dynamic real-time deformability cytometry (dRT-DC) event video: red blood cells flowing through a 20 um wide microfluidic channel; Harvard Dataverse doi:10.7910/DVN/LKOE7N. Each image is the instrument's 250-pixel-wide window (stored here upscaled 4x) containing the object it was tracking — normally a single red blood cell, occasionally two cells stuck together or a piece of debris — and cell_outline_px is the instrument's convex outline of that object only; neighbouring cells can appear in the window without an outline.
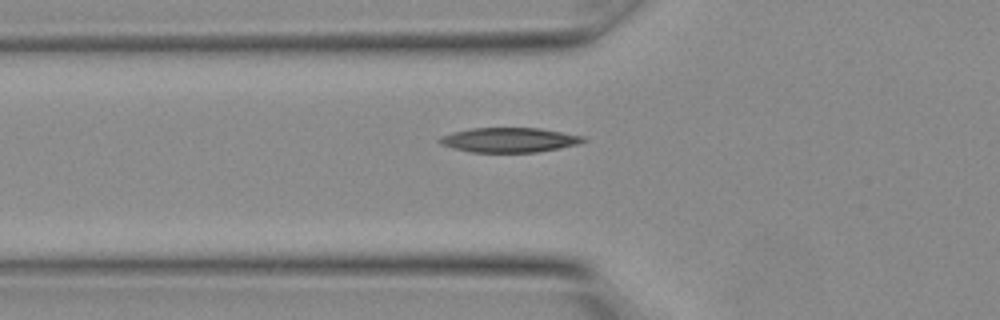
{"species": "Egyptian fruit bat (a non-hibernating species)", "species_latin": "Rousettus aegyptiacus", "temperature_condition": "warm", "stored_images_in_passage": 15, "camera_frame_rate_fps": 3000, "um_per_image_px": 0.085, "animal": {"sex": "female"}, "frame": {"image": 1, "passage_image": 11, "time_ms": 3.333, "image_size_px": [1000, 320], "cell_outline_px": [[584, 140], [576, 144], [560, 148], [536, 152], [472, 152], [452, 148], [440, 144], [436, 140], [440, 136], [452, 132], [468, 128], [540, 128], [584, 136]], "centroid_in_image_um": [43.2, 11.89], "position_along_channel_um": 82.6, "area_um2": 20.63}}
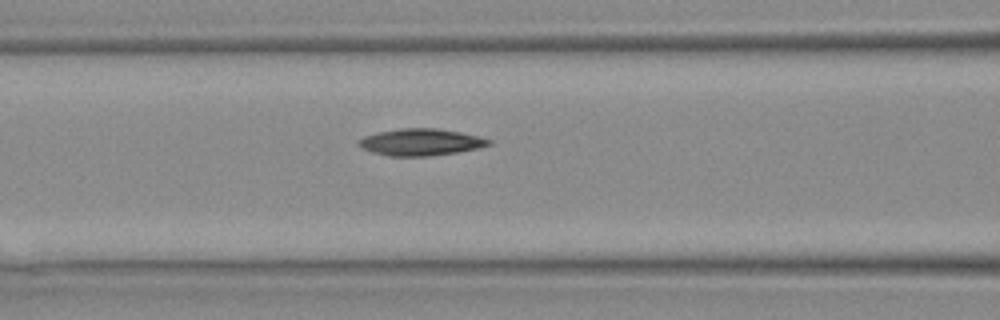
{"frame": {"image": 2, "passage_image": 13, "time_ms": 4.0, "image_size_px": [1000, 320], "cell_outline_px": [[492, 144], [476, 148], [456, 152], [428, 156], [388, 156], [372, 152], [364, 148], [360, 144], [360, 140], [364, 136], [380, 132], [400, 128], [436, 128], [460, 132], [480, 136], [492, 140]], "centroid_in_image_um": [35.81, 12.08], "position_along_channel_um": 130.8, "area_um2": 20.06}}
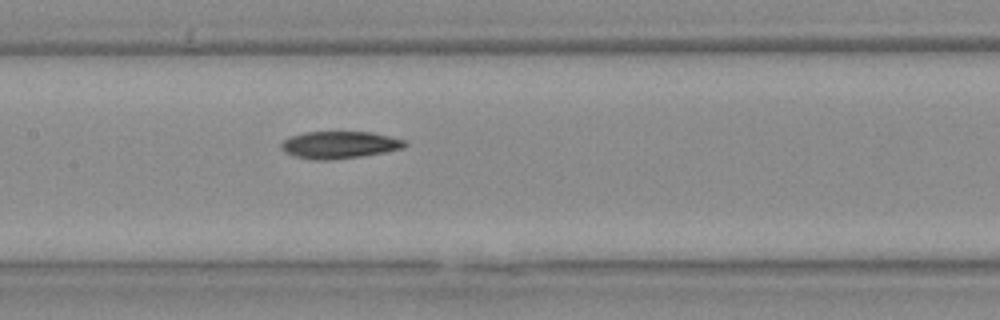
{"frame": {"image": 3, "passage_image": 15, "time_ms": 4.667, "image_size_px": [1000, 320], "cell_outline_px": [[408, 144], [404, 148], [384, 152], [360, 156], [328, 160], [316, 160], [296, 156], [284, 152], [280, 148], [280, 144], [284, 140], [292, 136], [304, 132], [372, 132], [404, 140]], "centroid_in_image_um": [28.84, 12.31], "position_along_channel_um": 178.6, "area_um2": 19.42}}